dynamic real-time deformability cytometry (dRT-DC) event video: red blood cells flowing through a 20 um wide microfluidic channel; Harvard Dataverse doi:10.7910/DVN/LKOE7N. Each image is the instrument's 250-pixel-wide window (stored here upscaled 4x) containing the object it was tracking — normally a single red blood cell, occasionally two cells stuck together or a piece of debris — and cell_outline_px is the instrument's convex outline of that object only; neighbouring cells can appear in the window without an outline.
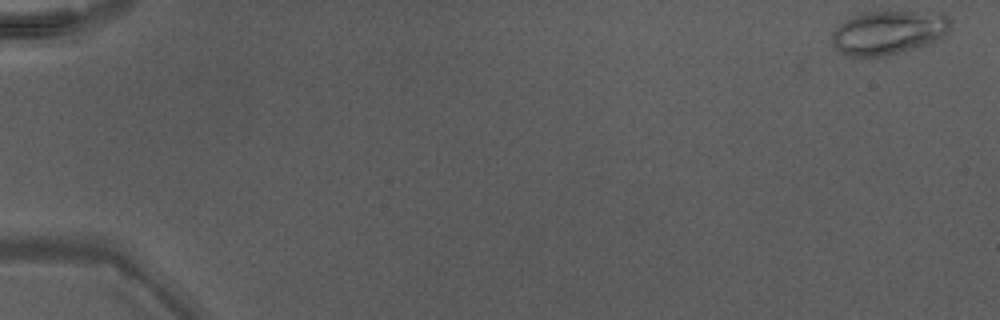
{"species": "Egyptian fruit bat (a non-hibernating species)", "species_latin": "Rousettus aegyptiacus", "temperature_condition": "warm", "stored_images_in_passage": 48, "camera_frame_rate_fps": 3000, "um_per_image_px": 0.085, "animal": {"sex": "male"}, "frame": {"image": 1, "passage_image": 1, "time_ms": 0.0, "image_size_px": [1000, 320], "cell_outline_px": [[948, 32], [944, 36], [928, 44], [916, 48], [884, 56], [852, 60], [840, 52], [832, 44], [832, 32], [840, 24], [852, 16], [860, 12], [944, 12], [948, 16]], "centroid_in_image_um": [75.46, 2.8], "position_along_channel_um": 9.5, "area_um2": 30.81}}
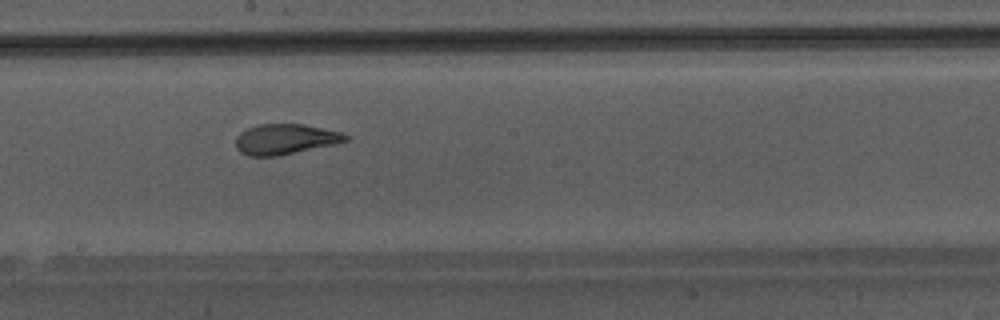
{"frame": {"image": 2, "passage_image": 28, "time_ms": 9.0, "image_size_px": [1000, 320], "cell_outline_px": [[352, 136], [348, 140], [332, 144], [276, 156], [248, 156], [240, 152], [236, 148], [236, 136], [240, 132], [256, 124], [304, 124], [340, 132]], "centroid_in_image_um": [24.21, 11.82], "position_along_channel_um": 224.0, "area_um2": 19.31}}
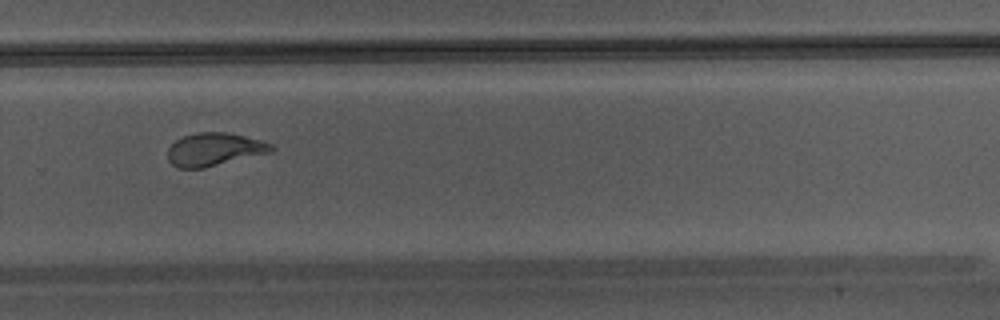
{"frame": {"image": 3, "passage_image": 34, "time_ms": 11.0, "image_size_px": [1000, 320], "cell_outline_px": [[276, 148], [272, 152], [204, 168], [180, 168], [172, 164], [168, 160], [168, 148], [176, 140], [184, 136], [200, 132], [228, 132], [260, 140], [272, 144]], "centroid_in_image_um": [18.24, 12.7], "position_along_channel_um": 311.6, "area_um2": 19.88}}